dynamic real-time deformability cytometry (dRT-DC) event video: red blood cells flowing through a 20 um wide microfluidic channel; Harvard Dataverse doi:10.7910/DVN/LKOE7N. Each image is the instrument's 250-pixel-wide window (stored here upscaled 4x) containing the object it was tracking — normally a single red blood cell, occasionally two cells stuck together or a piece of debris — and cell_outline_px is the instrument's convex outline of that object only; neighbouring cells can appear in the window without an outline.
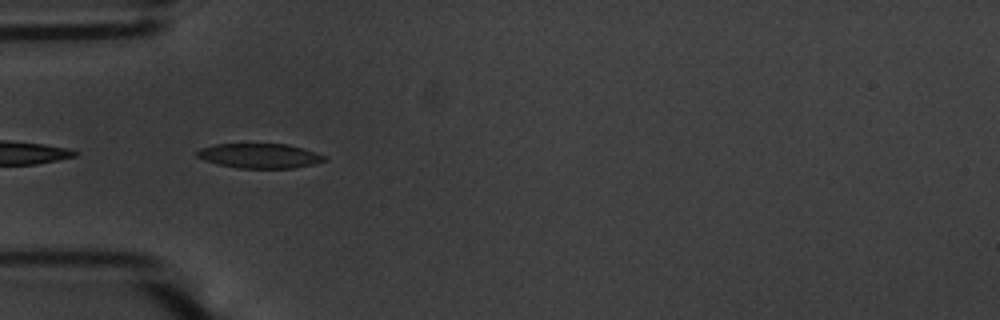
{"species": "common noctule bat (a hibernating species)", "species_latin": "Nyctalus noctula", "temperature_condition": "warm", "stored_images_in_passage": 9, "camera_frame_rate_fps": 3000, "um_per_image_px": 0.085, "animal": {"sex": "male", "body_mass_g": 20.1, "forearm_length_mm": 53.5}, "frame": {"image": 1, "passage_image": 2, "time_ms": 0.333, "image_size_px": [1000, 320], "cell_outline_px": [[328, 160], [312, 164], [292, 168], [236, 168], [216, 164], [204, 160], [196, 156], [196, 152], [200, 148], [216, 144], [288, 144], [304, 148], [324, 156]], "centroid_in_image_um": [22.03, 13.24], "position_along_channel_um": 63.0, "area_um2": 18.32}}